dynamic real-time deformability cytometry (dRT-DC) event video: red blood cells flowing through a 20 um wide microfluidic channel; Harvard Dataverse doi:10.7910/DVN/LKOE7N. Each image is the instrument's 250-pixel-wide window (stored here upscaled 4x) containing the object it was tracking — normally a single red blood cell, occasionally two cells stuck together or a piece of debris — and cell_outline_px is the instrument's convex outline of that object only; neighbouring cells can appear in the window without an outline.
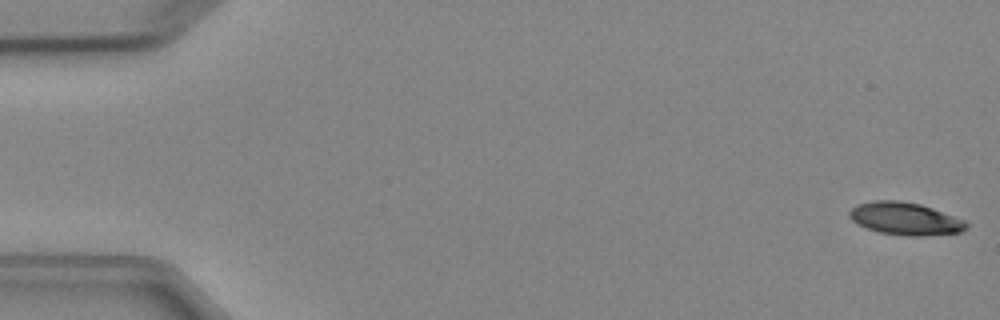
{"species": "Egyptian fruit bat (a non-hibernating species)", "species_latin": "Rousettus aegyptiacus", "temperature_condition": "cold", "stored_images_in_passage": 6, "camera_frame_rate_fps": 3000, "um_per_image_px": 0.085, "animal": {"sex": "female"}, "frame": {"image": 1, "passage_image": 1, "time_ms": 0.0, "image_size_px": [1000, 320], "cell_outline_px": [[968, 228], [960, 232], [920, 236], [908, 236], [880, 232], [868, 228], [852, 220], [848, 216], [848, 212], [852, 208], [860, 204], [872, 200], [900, 200], [920, 204], [932, 208], [964, 220], [968, 224]], "centroid_in_image_um": [76.94, 18.58], "position_along_channel_um": 8.1, "area_um2": 21.96}}
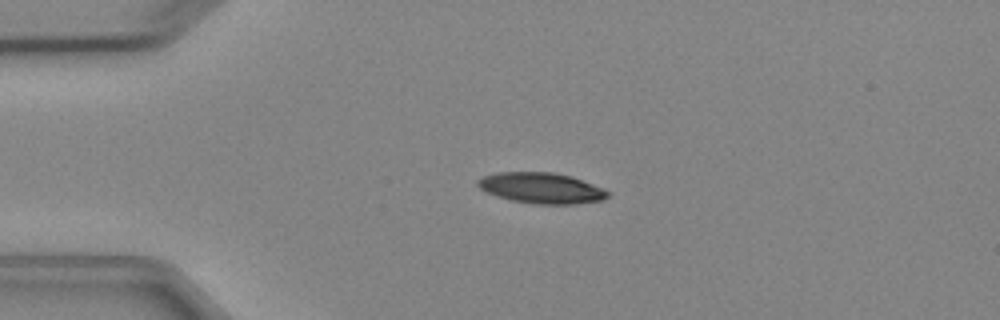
{"frame": {"image": 2, "passage_image": 4, "time_ms": 3.667, "image_size_px": [1000, 320], "cell_outline_px": [[612, 192], [604, 200], [572, 204], [536, 204], [512, 200], [488, 192], [480, 188], [476, 184], [476, 180], [484, 176], [496, 172], [556, 172], [572, 176], [604, 188]], "centroid_in_image_um": [46.07, 15.97], "position_along_channel_um": 38.9, "area_um2": 23.35}}